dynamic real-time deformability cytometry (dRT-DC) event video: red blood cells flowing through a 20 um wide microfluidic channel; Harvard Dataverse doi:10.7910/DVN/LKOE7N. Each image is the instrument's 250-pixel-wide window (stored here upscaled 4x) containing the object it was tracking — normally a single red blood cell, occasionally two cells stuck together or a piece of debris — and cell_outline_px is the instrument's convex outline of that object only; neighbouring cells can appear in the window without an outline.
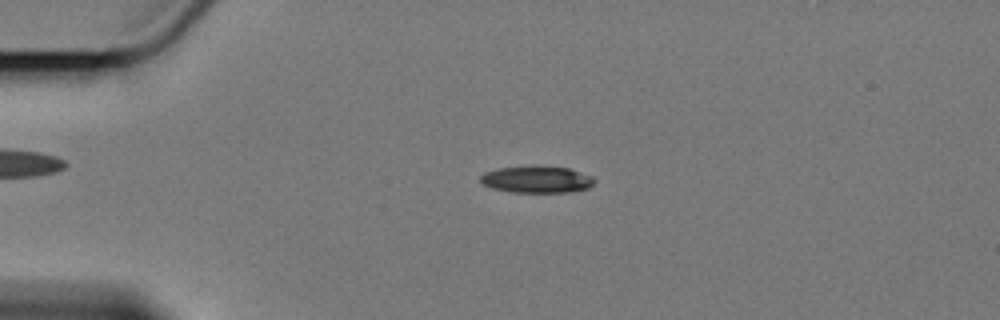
{"species": "Egyptian fruit bat (a non-hibernating species)", "species_latin": "Rousettus aegyptiacus", "temperature_condition": "cold", "stored_images_in_passage": 46, "camera_frame_rate_fps": 3000, "um_per_image_px": 0.085, "animal": {"sex": "female"}, "frame": {"image": 1, "passage_image": 1, "time_ms": 0.0, "image_size_px": [1000, 320], "cell_outline_px": [[596, 180], [588, 188], [572, 192], [508, 192], [492, 188], [480, 184], [480, 176], [484, 172], [500, 168], [532, 164], [568, 168], [592, 176]], "centroid_in_image_um": [45.59, 15.24], "position_along_channel_um": 39.4, "area_um2": 18.26}}
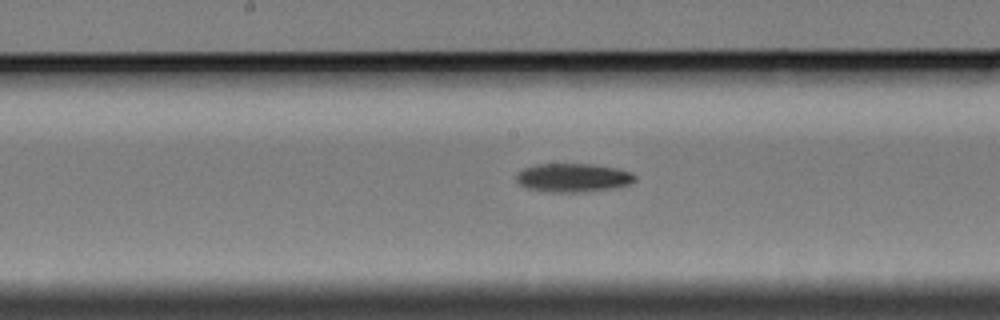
{"frame": {"image": 2, "passage_image": 18, "time_ms": 5.667, "image_size_px": [1000, 320], "cell_outline_px": [[636, 180], [628, 184], [612, 188], [576, 192], [548, 192], [528, 188], [520, 184], [516, 180], [516, 176], [524, 168], [536, 164], [592, 164], [616, 168], [632, 172], [636, 176]], "centroid_in_image_um": [48.71, 15.09], "position_along_channel_um": 199.5, "area_um2": 19.59}}
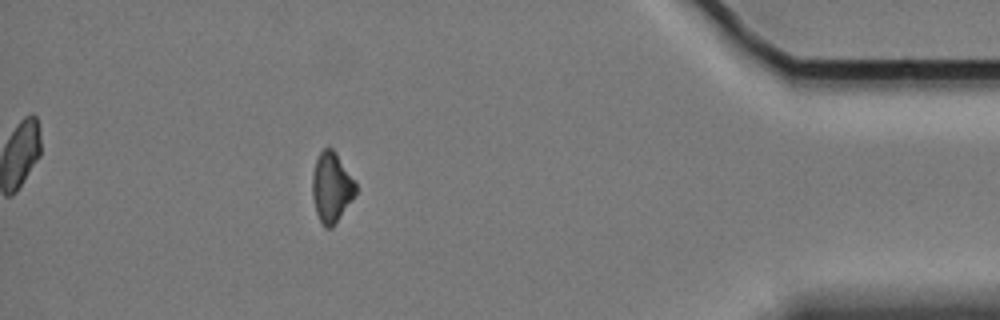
{"frame": {"image": 3, "passage_image": 40, "time_ms": 13.0, "image_size_px": [1000, 320], "cell_outline_px": [[356, 192], [332, 228], [324, 228], [316, 212], [312, 196], [312, 172], [316, 160], [320, 152], [324, 148], [332, 148], [336, 152], [356, 180]], "centroid_in_image_um": [28.17, 15.89], "position_along_channel_um": 407.0, "area_um2": 17.69}, "authors_computed_cell_mechanics": {"area_um2": 18.9006, "velocity_mm_per_s": 3.4128, "shape_relaxation_time_tau1_ms": 6.0323, "shape_relaxation_time_tau2_ms": null, "deformation_change_tau1": 0.1305, "deformation_change_tau2": null}}